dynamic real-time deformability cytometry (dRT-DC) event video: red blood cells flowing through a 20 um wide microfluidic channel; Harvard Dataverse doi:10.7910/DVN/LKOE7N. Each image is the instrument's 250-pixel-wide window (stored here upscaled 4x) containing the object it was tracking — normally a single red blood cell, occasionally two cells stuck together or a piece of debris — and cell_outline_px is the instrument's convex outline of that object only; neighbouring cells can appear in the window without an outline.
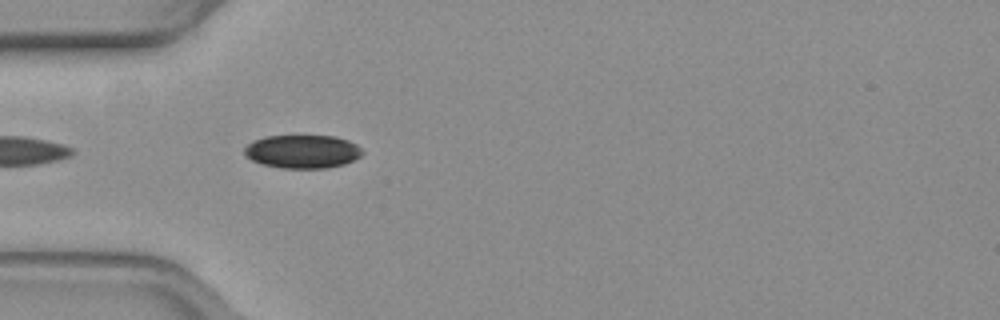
{"species": "common noctule bat (a hibernating species)", "species_latin": "Nyctalus noctula", "temperature_condition": "warm", "stored_images_in_passage": 9, "camera_frame_rate_fps": 3000, "um_per_image_px": 0.085, "animal": {"sex": "female", "body_mass_g": 19.3, "forearm_length_mm": 54.1}, "frame": {"image": 1, "passage_image": 2, "time_ms": 0.333, "image_size_px": [1000, 320], "cell_outline_px": [[364, 152], [360, 156], [344, 164], [328, 168], [280, 168], [264, 164], [252, 160], [244, 156], [244, 148], [252, 140], [264, 136], [336, 136], [348, 140], [356, 144]], "centroid_in_image_um": [25.69, 12.87], "position_along_channel_um": 59.3, "area_um2": 23.0}}